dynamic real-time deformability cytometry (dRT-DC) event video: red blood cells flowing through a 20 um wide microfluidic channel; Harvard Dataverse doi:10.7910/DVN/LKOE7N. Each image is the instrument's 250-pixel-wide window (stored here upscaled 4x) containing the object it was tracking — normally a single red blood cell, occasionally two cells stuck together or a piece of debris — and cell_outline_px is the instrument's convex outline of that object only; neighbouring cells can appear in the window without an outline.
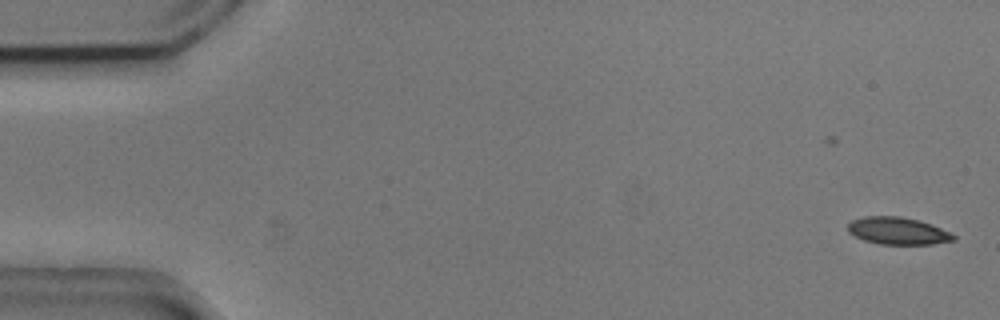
{"species": "common noctule bat (a hibernating species)", "species_latin": "Nyctalus noctula", "temperature_condition": "cold", "stored_images_in_passage": 44, "camera_frame_rate_fps": 3000, "um_per_image_px": 0.085, "animal": {"sex": "male", "body_mass_g": 20.5, "forearm_length_mm": 52.5}, "frame": {"image": 1, "passage_image": 1, "time_ms": 0.0, "image_size_px": [1000, 320], "cell_outline_px": [[956, 240], [932, 244], [880, 244], [864, 240], [848, 232], [848, 224], [852, 220], [864, 216], [900, 216], [916, 220], [940, 228], [956, 236]], "centroid_in_image_um": [76.29, 19.63], "position_along_channel_um": 8.7, "area_um2": 16.53}}
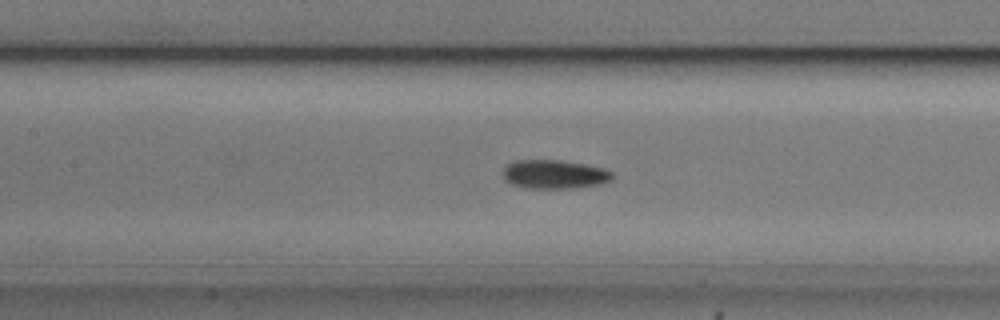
{"frame": {"image": 2, "passage_image": 24, "time_ms": 7.667, "image_size_px": [1000, 320], "cell_outline_px": [[612, 180], [600, 184], [572, 188], [524, 188], [512, 184], [504, 180], [500, 172], [512, 160], [560, 160], [584, 164], [604, 168], [612, 172]], "centroid_in_image_um": [47.07, 14.81], "position_along_channel_um": 160.3, "area_um2": 18.55}}
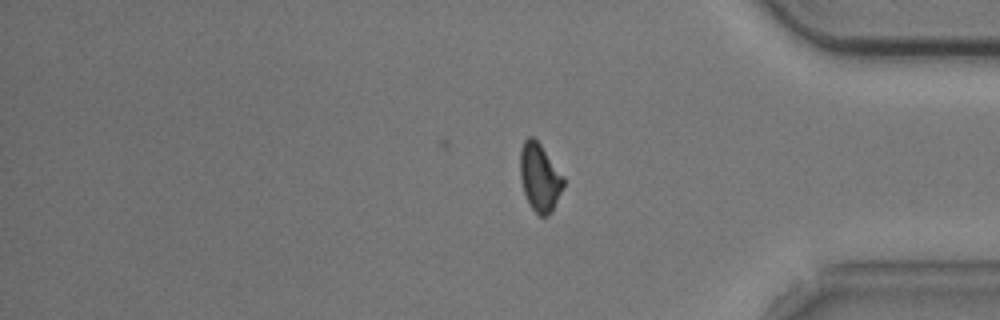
{"frame": {"image": 3, "passage_image": 44, "time_ms": 14.333, "image_size_px": [1000, 320], "cell_outline_px": [[564, 184], [552, 212], [548, 216], [540, 216], [532, 208], [524, 192], [520, 176], [520, 148], [524, 140], [528, 136], [532, 136], [540, 144], [564, 176]], "centroid_in_image_um": [45.87, 15.06], "position_along_channel_um": 389.3, "area_um2": 17.05}, "authors_computed_cell_mechanics": {"area_um2": 17.629, "velocity_mm_per_s": 3.7213, "shape_relaxation_time_tau1_ms": 2.4548, "shape_relaxation_time_tau2_ms": 9.7651, "deformation_change_tau1": 0.1106, "deformation_change_tau2": 0.1702}}